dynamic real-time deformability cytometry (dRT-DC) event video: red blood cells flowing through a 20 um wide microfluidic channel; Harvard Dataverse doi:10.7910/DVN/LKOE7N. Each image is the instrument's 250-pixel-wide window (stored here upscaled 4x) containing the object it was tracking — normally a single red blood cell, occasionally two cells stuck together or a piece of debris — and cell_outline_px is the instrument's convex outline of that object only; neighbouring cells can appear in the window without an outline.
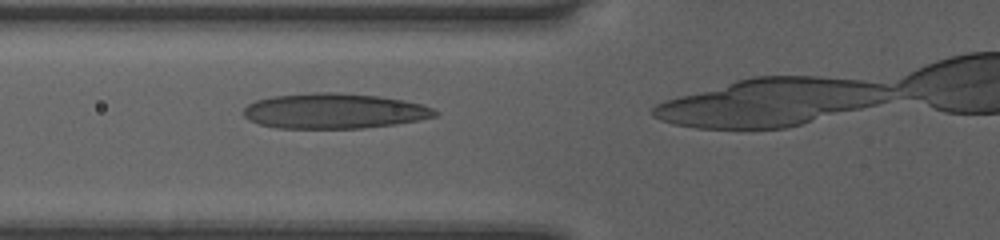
{"species": "human", "species_latin": "Homo sapiens", "temperature_condition": "room temperature", "stored_images_in_passage": 15, "camera_frame_rate_fps": 3000, "um_per_image_px": 0.085, "donor": {"sex": "female"}, "frame": {"image": 1, "passage_image": 11, "time_ms": 3.333, "image_size_px": [1000, 240], "cell_outline_px": [[440, 112], [436, 116], [420, 120], [396, 124], [364, 128], [276, 128], [260, 124], [248, 120], [244, 116], [244, 108], [248, 104], [256, 100], [272, 96], [308, 92], [340, 92], [380, 96], [404, 100], [424, 104]], "centroid_in_image_um": [28.42, 9.42], "position_along_channel_um": 97.4, "area_um2": 39.77}}